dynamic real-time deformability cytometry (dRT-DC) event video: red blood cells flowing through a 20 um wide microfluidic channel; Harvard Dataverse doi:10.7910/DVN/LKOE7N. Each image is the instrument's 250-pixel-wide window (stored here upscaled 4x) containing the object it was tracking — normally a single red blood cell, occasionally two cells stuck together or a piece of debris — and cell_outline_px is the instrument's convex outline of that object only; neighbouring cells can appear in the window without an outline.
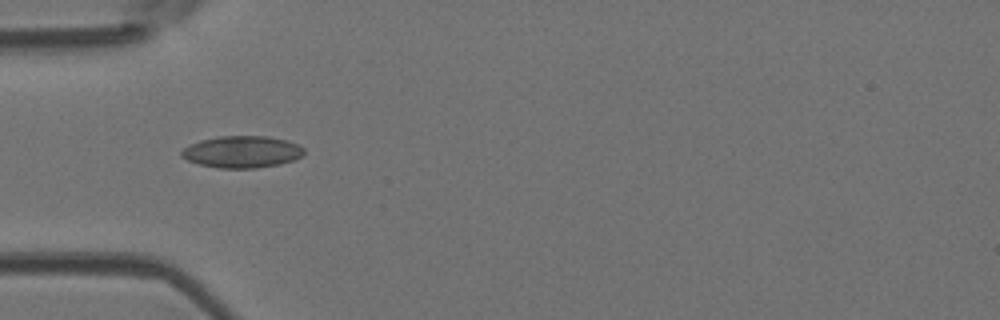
{"species": "Egyptian fruit bat (a non-hibernating species)", "species_latin": "Rousettus aegyptiacus", "temperature_condition": "room temperature", "stored_images_in_passage": 3, "camera_frame_rate_fps": 3000, "um_per_image_px": 0.085, "animal": {"sex": "female"}, "frame": {"image": 1, "passage_image": 2, "time_ms": 0.333, "image_size_px": [1000, 320], "cell_outline_px": [[304, 152], [300, 156], [292, 160], [280, 164], [256, 168], [220, 168], [200, 164], [188, 160], [180, 156], [180, 152], [184, 148], [200, 140], [220, 136], [268, 136], [288, 140], [300, 144], [304, 148]], "centroid_in_image_um": [20.59, 12.9], "position_along_channel_um": 64.4, "area_um2": 22.72}}
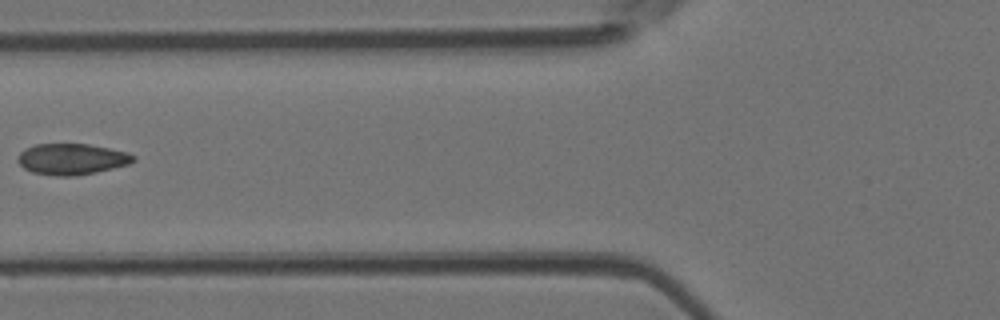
{"frame": {"image": 2, "passage_image": 3, "time_ms": 0.667, "image_size_px": [1000, 320], "cell_outline_px": [[136, 160], [128, 164], [96, 172], [76, 176], [56, 176], [32, 172], [24, 168], [16, 160], [20, 152], [24, 148], [36, 144], [88, 144], [128, 152], [136, 156]], "centroid_in_image_um": [6.09, 13.52], "position_along_channel_um": 119.7, "area_um2": 20.98}}